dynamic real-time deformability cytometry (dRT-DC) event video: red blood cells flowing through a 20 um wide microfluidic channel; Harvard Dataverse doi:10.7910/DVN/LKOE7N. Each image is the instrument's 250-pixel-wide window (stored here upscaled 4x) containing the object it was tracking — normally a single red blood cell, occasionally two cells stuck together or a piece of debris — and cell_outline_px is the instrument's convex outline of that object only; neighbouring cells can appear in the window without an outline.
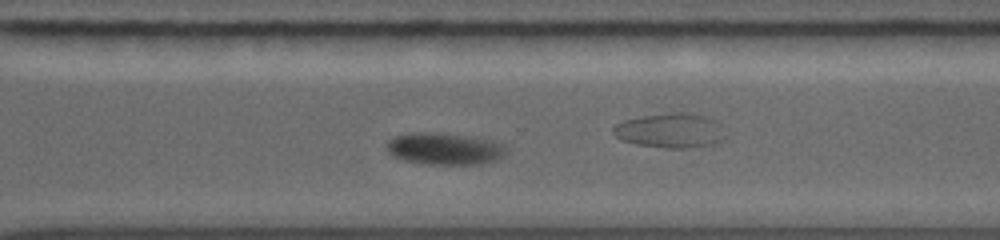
{"species": "common noctule bat (a hibernating species)", "species_latin": "Nyctalus noctula", "temperature_condition": "warm", "stored_images_in_passage": 24, "camera_frame_rate_fps": 5000, "um_per_image_px": 0.085, "animal": {"sex": "female", "body_mass_g": 19.0, "forearm_length_mm": 56.7}, "frame": {"image": 1, "passage_image": 17, "time_ms": 5.6, "image_size_px": [1000, 240], "cell_outline_px": [[500, 156], [496, 160], [480, 164], [436, 164], [404, 160], [396, 156], [388, 148], [396, 140], [404, 136], [440, 136], [496, 144], [500, 148]], "centroid_in_image_um": [37.76, 12.78], "position_along_channel_um": 332.8, "area_um2": 18.26}}